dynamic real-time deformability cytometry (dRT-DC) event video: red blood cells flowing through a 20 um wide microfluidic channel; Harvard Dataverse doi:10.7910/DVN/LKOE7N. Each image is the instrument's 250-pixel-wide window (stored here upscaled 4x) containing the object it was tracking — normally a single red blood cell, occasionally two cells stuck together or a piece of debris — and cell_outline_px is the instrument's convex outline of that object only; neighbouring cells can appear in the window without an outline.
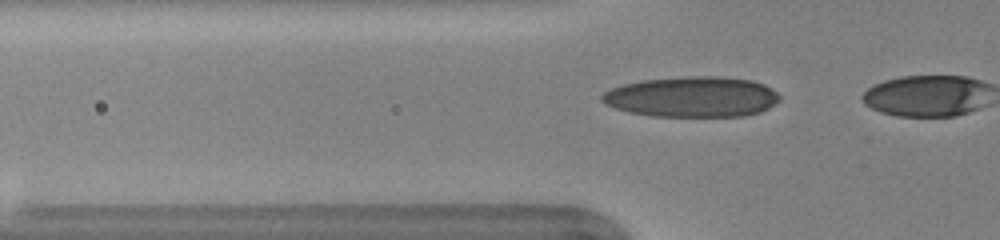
{"species": "human", "species_latin": "Homo sapiens", "temperature_condition": "warm", "stored_images_in_passage": 17, "camera_frame_rate_fps": 3000, "um_per_image_px": 0.085, "donor": {"sex": "female"}, "frame": {"image": 1, "passage_image": 14, "time_ms": 4.333, "image_size_px": [1000, 240], "cell_outline_px": [[780, 100], [768, 108], [760, 112], [744, 116], [652, 116], [628, 112], [604, 104], [600, 100], [600, 96], [604, 92], [612, 88], [624, 84], [640, 80], [688, 76], [720, 76], [752, 80], [764, 84], [772, 88], [780, 96]], "centroid_in_image_um": [58.82, 8.23], "position_along_channel_um": 67.0, "area_um2": 42.19}}